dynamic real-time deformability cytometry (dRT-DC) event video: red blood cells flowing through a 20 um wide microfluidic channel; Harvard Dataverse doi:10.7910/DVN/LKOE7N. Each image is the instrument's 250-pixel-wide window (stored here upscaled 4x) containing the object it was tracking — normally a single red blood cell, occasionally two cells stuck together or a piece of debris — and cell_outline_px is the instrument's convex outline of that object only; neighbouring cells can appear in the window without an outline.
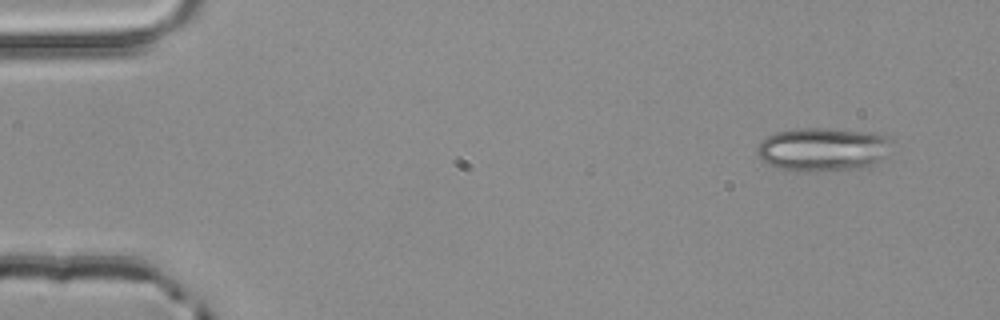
{"species": "common noctule bat (a hibernating species)", "species_latin": "Nyctalus noctula", "temperature_condition": "room temperature", "stored_images_in_passage": 3, "camera_frame_rate_fps": 3000, "um_per_image_px": 0.085, "animal": {"sex": "male", "body_mass_g": 20.4}, "frame": {"image": 1, "passage_image": 1, "time_ms": 0.0, "image_size_px": [1000, 320], "cell_outline_px": [[892, 140], [888, 156], [880, 160], [860, 168], [824, 172], [796, 172], [776, 168], [768, 164], [756, 156], [756, 148], [760, 140], [764, 136], [776, 132], [796, 128], [824, 128], [872, 132], [888, 136]], "centroid_in_image_um": [69.9, 12.7], "position_along_channel_um": 15.1, "area_um2": 35.14}}